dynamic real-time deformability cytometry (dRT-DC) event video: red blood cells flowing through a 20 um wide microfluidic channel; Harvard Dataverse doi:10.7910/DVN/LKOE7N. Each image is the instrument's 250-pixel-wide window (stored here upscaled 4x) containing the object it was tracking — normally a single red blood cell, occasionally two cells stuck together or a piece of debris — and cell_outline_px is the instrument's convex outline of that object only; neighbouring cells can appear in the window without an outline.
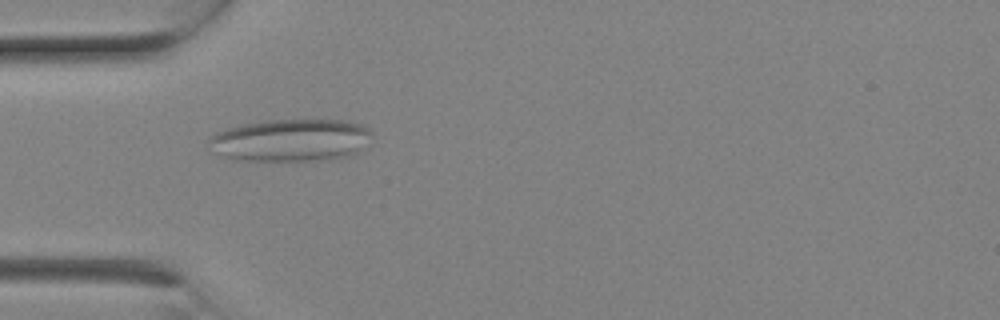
{"species": "Egyptian fruit bat (a non-hibernating species)", "species_latin": "Rousettus aegyptiacus", "temperature_condition": "room temperature", "stored_images_in_passage": 2, "camera_frame_rate_fps": 3000, "um_per_image_px": 0.085, "animal": {"sex": "female"}, "frame": {"image": 1, "passage_image": 2, "time_ms": 0.333, "image_size_px": [1000, 320], "cell_outline_px": [[372, 132], [368, 148], [352, 156], [328, 160], [232, 160], [220, 156], [212, 152], [208, 140], [212, 136], [228, 128], [244, 124], [268, 120], [340, 120], [364, 124]], "centroid_in_image_um": [24.8, 11.93], "position_along_channel_um": 60.2, "area_um2": 40.86}}